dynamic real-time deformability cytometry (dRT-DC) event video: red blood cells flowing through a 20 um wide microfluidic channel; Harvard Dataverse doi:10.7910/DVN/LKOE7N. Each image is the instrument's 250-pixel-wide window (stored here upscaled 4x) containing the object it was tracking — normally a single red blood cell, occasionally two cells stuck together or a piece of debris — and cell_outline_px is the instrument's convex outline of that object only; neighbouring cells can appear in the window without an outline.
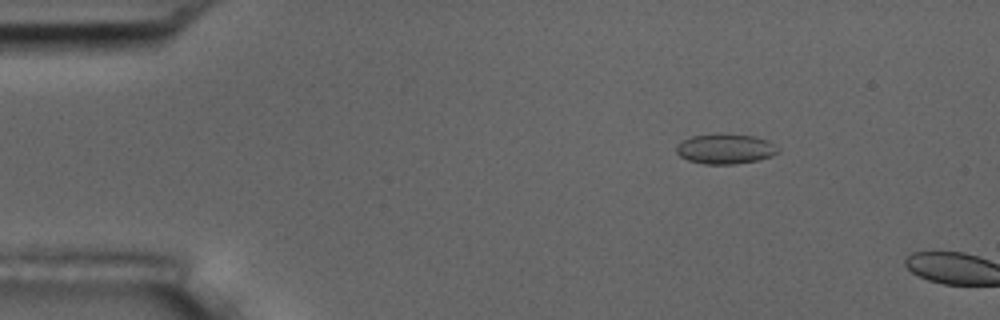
{"species": "common noctule bat (a hibernating species)", "species_latin": "Nyctalus noctula", "temperature_condition": "room temperature", "stored_images_in_passage": 2, "camera_frame_rate_fps": 3000, "um_per_image_px": 0.085, "animal": {"sex": "male", "body_mass_g": 17.5, "forearm_length_mm": 52.3}, "frame": {"image": 1, "passage_image": 1, "time_ms": 0.0, "image_size_px": [1000, 320], "cell_outline_px": [[780, 152], [772, 156], [760, 160], [736, 164], [704, 164], [688, 160], [680, 156], [676, 152], [676, 148], [684, 140], [692, 136], [716, 132], [752, 136], [768, 140], [780, 148]], "centroid_in_image_um": [61.7, 12.65], "position_along_channel_um": 23.3, "area_um2": 18.09}}